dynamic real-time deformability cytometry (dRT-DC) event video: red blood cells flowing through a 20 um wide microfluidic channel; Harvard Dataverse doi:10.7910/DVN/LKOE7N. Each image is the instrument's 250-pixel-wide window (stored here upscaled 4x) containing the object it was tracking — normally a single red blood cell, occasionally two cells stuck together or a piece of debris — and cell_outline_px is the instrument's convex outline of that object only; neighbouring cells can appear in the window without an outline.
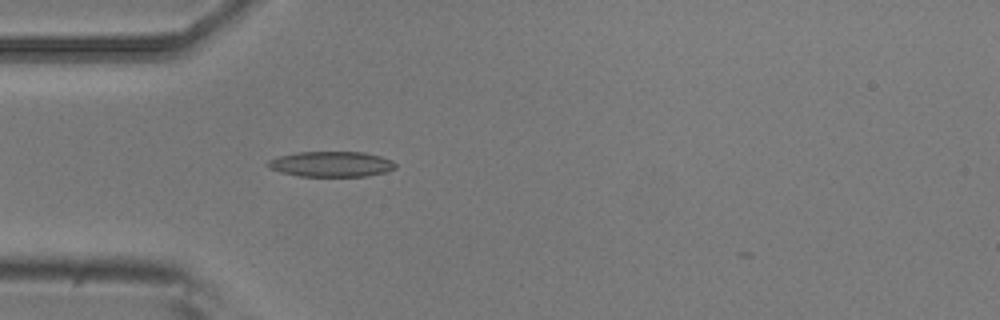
{"species": "common noctule bat (a hibernating species)", "species_latin": "Nyctalus noctula", "temperature_condition": "room temperature", "stored_images_in_passage": 4, "camera_frame_rate_fps": 3000, "um_per_image_px": 0.085, "animal": {"sex": "male", "body_mass_g": 20.5, "forearm_length_mm": 52.5}, "frame": {"image": 1, "passage_image": 4, "time_ms": 1.0, "image_size_px": [1000, 320], "cell_outline_px": [[396, 168], [384, 172], [368, 176], [300, 176], [280, 172], [268, 168], [264, 164], [268, 160], [280, 156], [296, 152], [364, 152], [380, 156], [392, 160], [396, 164]], "centroid_in_image_um": [28.13, 13.95], "position_along_channel_um": 56.9, "area_um2": 18.96}}